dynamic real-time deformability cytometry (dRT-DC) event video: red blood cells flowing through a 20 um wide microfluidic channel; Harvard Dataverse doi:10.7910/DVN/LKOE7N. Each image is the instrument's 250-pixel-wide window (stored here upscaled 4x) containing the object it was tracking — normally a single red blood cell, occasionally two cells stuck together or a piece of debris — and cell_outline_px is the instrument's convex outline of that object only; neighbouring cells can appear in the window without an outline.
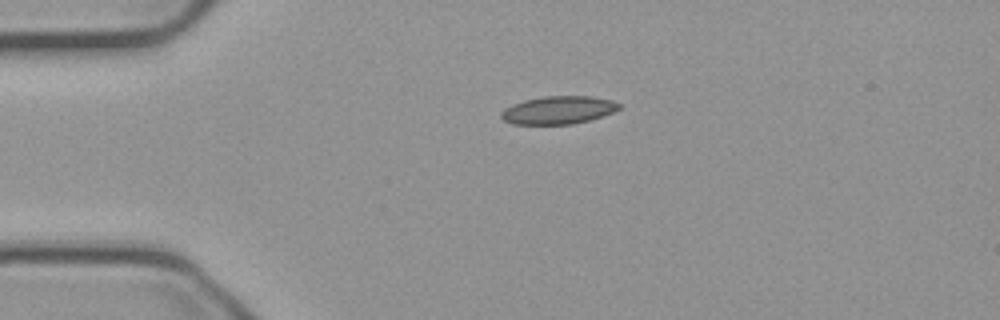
{"species": "common noctule bat (a hibernating species)", "species_latin": "Nyctalus noctula", "temperature_condition": "cold", "stored_images_in_passage": 36, "camera_frame_rate_fps": 3000, "um_per_image_px": 0.085, "animal": {"sex": "male", "body_mass_g": 23.1, "forearm_length_mm": 52.7}, "frame": {"image": 1, "passage_image": 1, "time_ms": 0.0, "image_size_px": [1000, 320], "cell_outline_px": [[620, 108], [612, 112], [588, 120], [572, 124], [512, 124], [504, 120], [500, 116], [500, 112], [504, 108], [512, 104], [524, 100], [544, 96], [592, 96], [612, 100], [620, 104]], "centroid_in_image_um": [47.42, 9.35], "position_along_channel_um": 37.6, "area_um2": 19.13}}
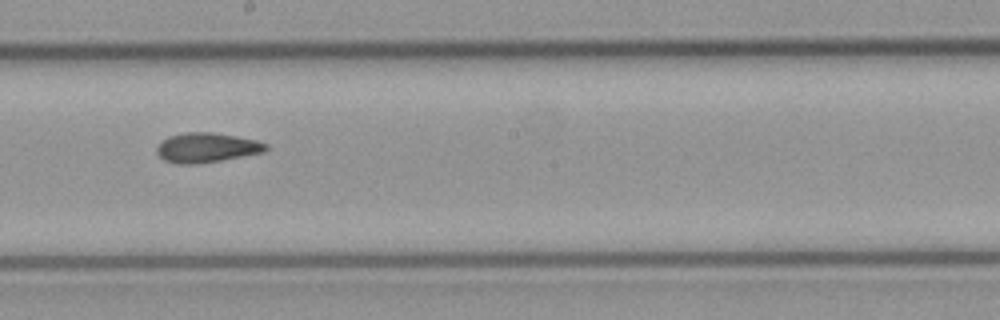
{"frame": {"image": 2, "passage_image": 19, "time_ms": 6.0, "image_size_px": [1000, 320], "cell_outline_px": [[268, 148], [264, 152], [220, 160], [196, 164], [180, 164], [164, 160], [156, 152], [156, 148], [160, 140], [168, 136], [184, 132], [212, 132], [236, 136], [256, 140], [268, 144]], "centroid_in_image_um": [17.53, 12.53], "position_along_channel_um": 230.7, "area_um2": 18.9}}
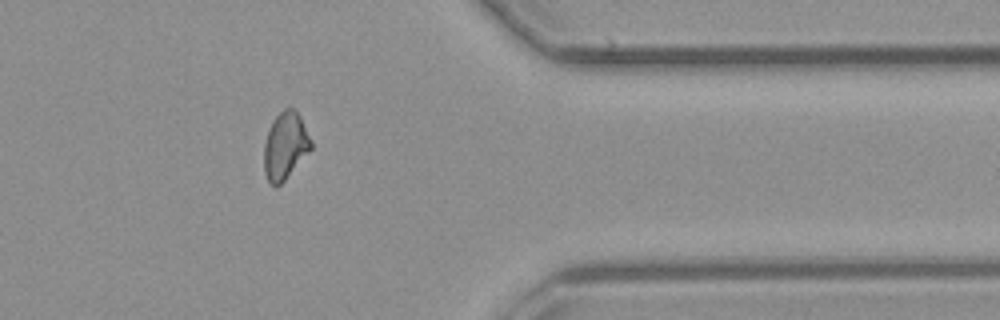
{"frame": {"image": 3, "passage_image": 33, "time_ms": 10.667, "image_size_px": [1000, 320], "cell_outline_px": [[312, 148], [284, 180], [276, 188], [268, 180], [264, 172], [264, 144], [268, 128], [272, 120], [284, 108], [292, 108], [300, 116], [312, 140]], "centroid_in_image_um": [24.23, 12.38], "position_along_channel_um": 387.2, "area_um2": 18.32}, "authors_computed_cell_mechanics": {"area_um2": 18.6694, "velocity_mm_per_s": 3.7414, "shape_relaxation_time_tau1_ms": null, "shape_relaxation_time_tau2_ms": 2.6057, "deformation_change_tau1": null, "deformation_change_tau2": 0.0814}}